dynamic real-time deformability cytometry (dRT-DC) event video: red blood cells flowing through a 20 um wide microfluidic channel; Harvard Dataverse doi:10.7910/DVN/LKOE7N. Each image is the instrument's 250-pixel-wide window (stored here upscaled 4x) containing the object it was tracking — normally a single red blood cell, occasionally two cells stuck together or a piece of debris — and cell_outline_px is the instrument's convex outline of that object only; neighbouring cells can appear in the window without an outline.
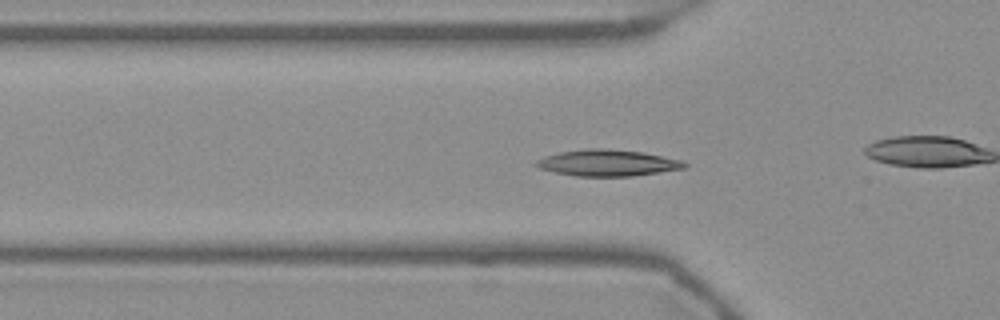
{"species": "Egyptian fruit bat (a non-hibernating species)", "species_latin": "Rousettus aegyptiacus", "temperature_condition": "warm", "stored_images_in_passage": 55, "camera_frame_rate_fps": 3000, "um_per_image_px": 0.085, "frame": {"image": 1, "passage_image": 18, "time_ms": 5.667, "image_size_px": [1000, 320], "cell_outline_px": [[688, 164], [684, 168], [632, 176], [576, 176], [556, 172], [540, 168], [532, 164], [536, 160], [544, 156], [560, 152], [588, 148], [604, 148], [644, 152], [684, 160]], "centroid_in_image_um": [51.65, 13.83], "position_along_channel_um": 74.1, "area_um2": 22.83}}
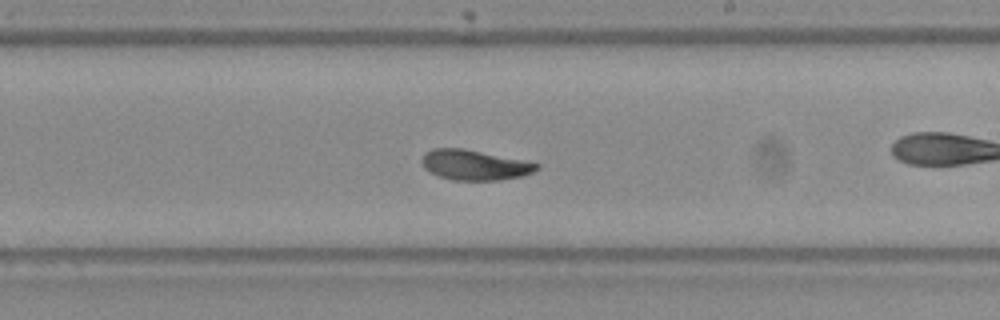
{"frame": {"image": 2, "passage_image": 32, "time_ms": 10.333, "image_size_px": [1000, 320], "cell_outline_px": [[540, 168], [524, 176], [496, 180], [452, 180], [428, 172], [424, 168], [420, 160], [424, 152], [432, 148], [464, 148], [540, 164]], "centroid_in_image_um": [40.28, 14.02], "position_along_channel_um": 248.7, "area_um2": 20.23}}
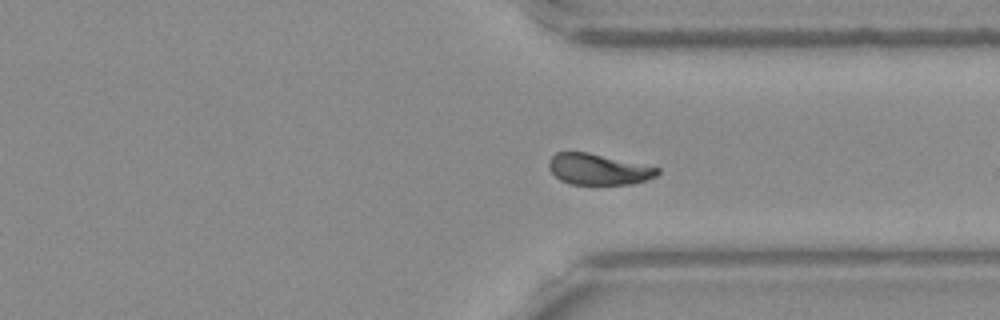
{"frame": {"image": 3, "passage_image": 41, "time_ms": 13.333, "image_size_px": [1000, 320], "cell_outline_px": [[660, 172], [656, 176], [632, 184], [568, 184], [560, 180], [548, 168], [548, 160], [556, 152], [588, 152], [660, 168]], "centroid_in_image_um": [50.83, 14.39], "position_along_channel_um": 360.6, "area_um2": 19.54}, "authors_computed_cell_mechanics": {"area_um2": 20.8658, "velocity_mm_per_s": 3.7244, "shape_relaxation_time_tau1_ms": 4.7067, "shape_relaxation_time_tau2_ms": 1.9164, "deformation_change_tau1": 0.1419, "deformation_change_tau2": 0.064}}